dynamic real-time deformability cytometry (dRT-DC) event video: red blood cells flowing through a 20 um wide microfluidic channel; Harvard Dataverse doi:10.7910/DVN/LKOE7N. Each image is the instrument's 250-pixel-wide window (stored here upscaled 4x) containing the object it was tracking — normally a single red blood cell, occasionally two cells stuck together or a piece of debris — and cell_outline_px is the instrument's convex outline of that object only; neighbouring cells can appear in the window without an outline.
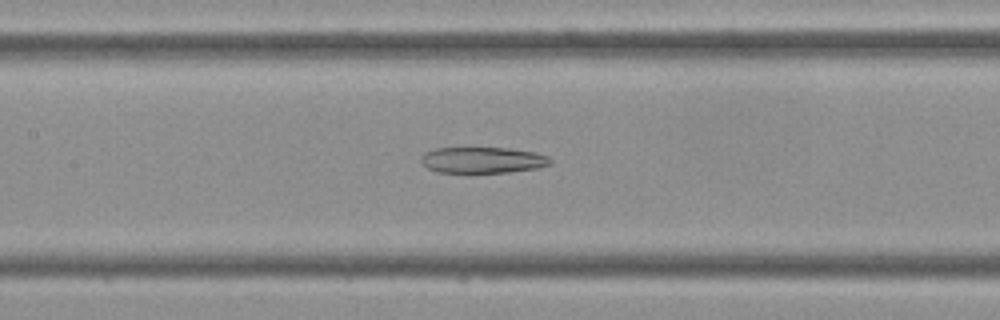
{"species": "Egyptian fruit bat (a non-hibernating species)", "species_latin": "Rousettus aegyptiacus", "temperature_condition": "cold", "stored_images_in_passage": 42, "camera_frame_rate_fps": 3000, "um_per_image_px": 0.085, "frame": {"image": 1, "passage_image": 19, "time_ms": 6.0, "image_size_px": [1000, 320], "cell_outline_px": [[552, 164], [536, 168], [508, 172], [436, 172], [428, 168], [420, 160], [420, 156], [424, 152], [436, 148], [508, 148], [536, 152], [548, 156], [552, 160]], "centroid_in_image_um": [41.03, 13.6], "position_along_channel_um": 166.4, "area_um2": 19.65}}
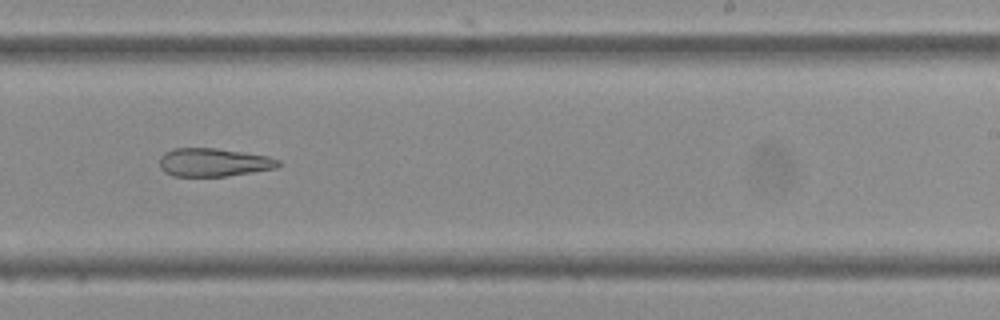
{"frame": {"image": 2, "passage_image": 26, "time_ms": 8.333, "image_size_px": [1000, 320], "cell_outline_px": [[280, 164], [276, 168], [228, 176], [172, 176], [164, 172], [160, 168], [160, 156], [164, 152], [172, 148], [216, 148], [268, 156], [280, 160]], "centroid_in_image_um": [18.12, 13.8], "position_along_channel_um": 270.9, "area_um2": 19.65}}
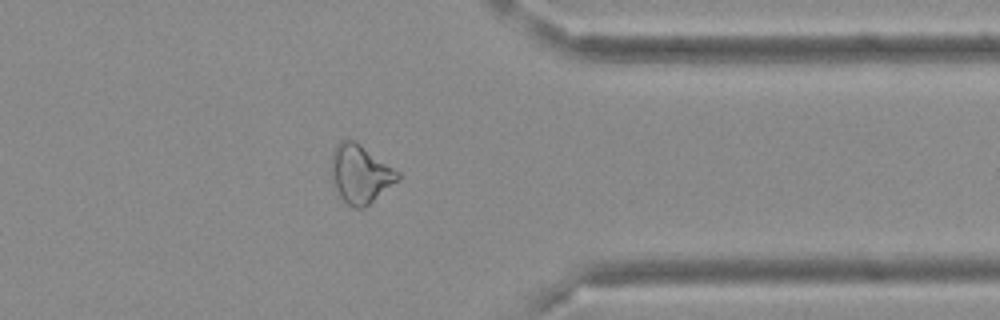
{"frame": {"image": 3, "passage_image": 34, "time_ms": 11.0, "image_size_px": [1000, 320], "cell_outline_px": [[400, 176], [396, 180], [364, 208], [352, 208], [332, 188], [332, 148], [340, 140], [356, 140], [400, 172]], "centroid_in_image_um": [30.57, 14.75], "position_along_channel_um": 380.8, "area_um2": 22.54}}